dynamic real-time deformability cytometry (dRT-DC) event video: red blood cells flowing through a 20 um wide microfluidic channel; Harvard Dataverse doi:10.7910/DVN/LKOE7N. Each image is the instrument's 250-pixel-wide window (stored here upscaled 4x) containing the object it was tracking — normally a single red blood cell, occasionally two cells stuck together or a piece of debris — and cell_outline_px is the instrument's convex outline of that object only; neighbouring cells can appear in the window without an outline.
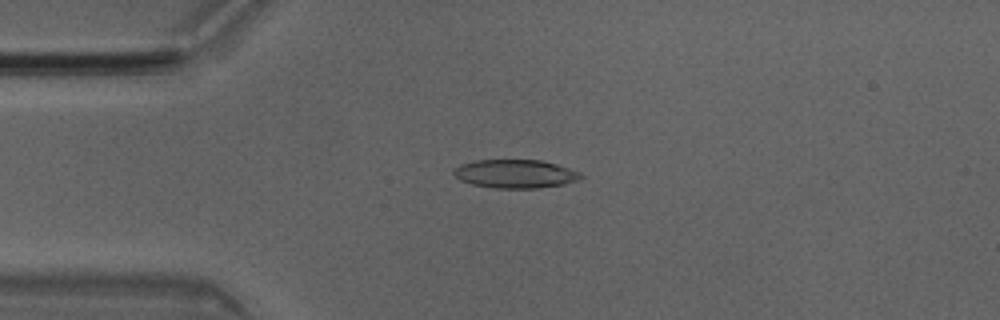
{"species": "Egyptian fruit bat (a non-hibernating species)", "species_latin": "Rousettus aegyptiacus", "temperature_condition": "room temperature", "stored_images_in_passage": 50, "camera_frame_rate_fps": 3000, "um_per_image_px": 0.085, "animal": {"sex": "male"}, "frame": {"image": 1, "passage_image": 12, "time_ms": 3.667, "image_size_px": [1000, 320], "cell_outline_px": [[584, 176], [576, 180], [564, 184], [536, 188], [492, 188], [472, 184], [460, 180], [452, 172], [452, 168], [460, 164], [476, 160], [540, 160], [556, 164], [580, 172]], "centroid_in_image_um": [43.76, 14.77], "position_along_channel_um": 41.2, "area_um2": 21.1}}
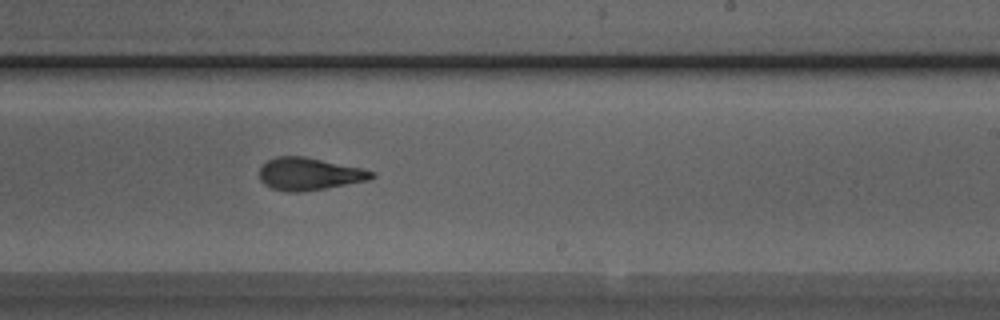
{"frame": {"image": 2, "passage_image": 30, "time_ms": 9.667, "image_size_px": [1000, 320], "cell_outline_px": [[376, 176], [368, 180], [324, 188], [300, 192], [288, 192], [272, 188], [264, 184], [260, 180], [260, 168], [268, 160], [276, 156], [304, 156], [360, 168], [376, 172]], "centroid_in_image_um": [26.27, 14.78], "position_along_channel_um": 262.7, "area_um2": 20.98}}
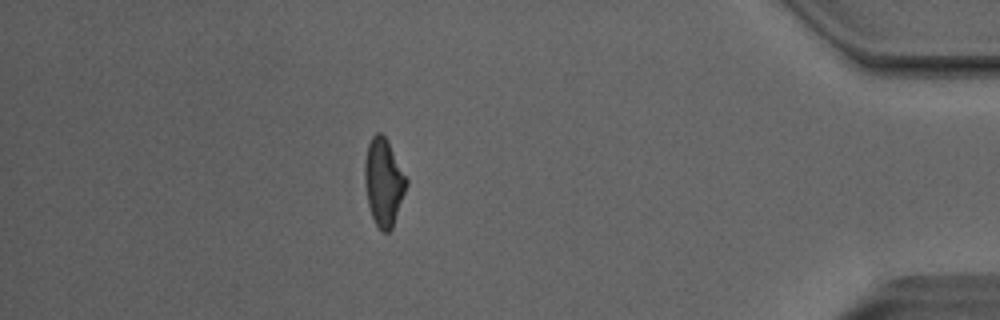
{"frame": {"image": 3, "passage_image": 44, "time_ms": 14.333, "image_size_px": [1000, 320], "cell_outline_px": [[408, 184], [392, 228], [388, 232], [380, 232], [372, 216], [368, 204], [364, 184], [364, 160], [368, 144], [372, 136], [376, 132], [380, 132], [388, 140], [408, 180]], "centroid_in_image_um": [32.6, 15.47], "position_along_channel_um": 402.6, "area_um2": 21.39}, "authors_computed_cell_mechanics": {"area_um2": 21.4438, "velocity_mm_per_s": 4.0544, "shape_relaxation_time_tau1_ms": 4.9526, "shape_relaxation_time_tau2_ms": 2.1425, "deformation_change_tau1": 0.2159, "deformation_change_tau2": 0.1092}}